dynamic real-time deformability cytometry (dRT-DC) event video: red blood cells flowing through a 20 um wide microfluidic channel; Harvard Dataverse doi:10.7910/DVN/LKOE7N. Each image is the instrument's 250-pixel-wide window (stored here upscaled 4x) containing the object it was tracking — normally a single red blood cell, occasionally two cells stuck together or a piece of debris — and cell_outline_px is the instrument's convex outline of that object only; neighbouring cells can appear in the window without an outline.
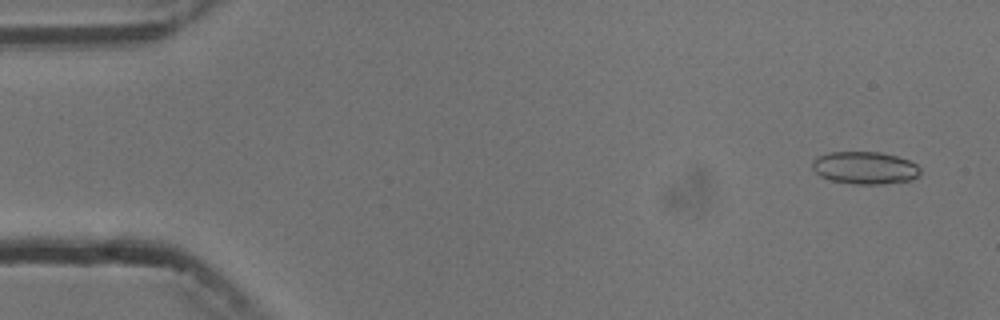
{"species": "common noctule bat (a hibernating species)", "species_latin": "Nyctalus noctula", "temperature_condition": "cold", "stored_images_in_passage": 4, "camera_frame_rate_fps": 3000, "um_per_image_px": 0.085, "animal": {"sex": "male", "body_mass_g": 13.3}, "frame": {"image": 1, "passage_image": 1, "time_ms": 0.0, "image_size_px": [1000, 320], "cell_outline_px": [[920, 172], [912, 180], [884, 184], [856, 184], [832, 180], [820, 176], [812, 168], [812, 160], [816, 156], [828, 152], [880, 152], [896, 156], [908, 160], [916, 164], [920, 168]], "centroid_in_image_um": [73.49, 14.26], "position_along_channel_um": 11.5, "area_um2": 20.46}}